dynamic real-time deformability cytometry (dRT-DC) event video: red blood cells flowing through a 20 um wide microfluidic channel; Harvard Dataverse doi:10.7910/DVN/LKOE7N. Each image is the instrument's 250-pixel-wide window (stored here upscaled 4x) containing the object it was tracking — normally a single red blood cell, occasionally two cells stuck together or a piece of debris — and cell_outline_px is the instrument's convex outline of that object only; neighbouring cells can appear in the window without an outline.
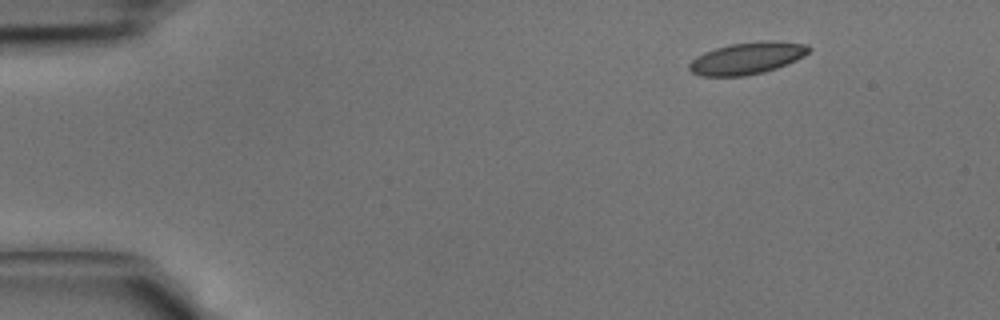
{"species": "common noctule bat (a hibernating species)", "species_latin": "Nyctalus noctula", "temperature_condition": "cold", "stored_images_in_passage": 38, "camera_frame_rate_fps": 3000, "um_per_image_px": 0.085, "animal": {"sex": "male", "body_mass_g": 15.6}, "frame": {"image": 1, "passage_image": 1, "time_ms": 0.0, "image_size_px": [1000, 320], "cell_outline_px": [[812, 48], [804, 56], [796, 60], [776, 68], [764, 72], [744, 76], [700, 76], [692, 72], [688, 68], [688, 64], [696, 56], [704, 52], [716, 48], [732, 44], [760, 40], [772, 40], [808, 44]], "centroid_in_image_um": [63.51, 4.94], "position_along_channel_um": 21.5, "area_um2": 22.37}}
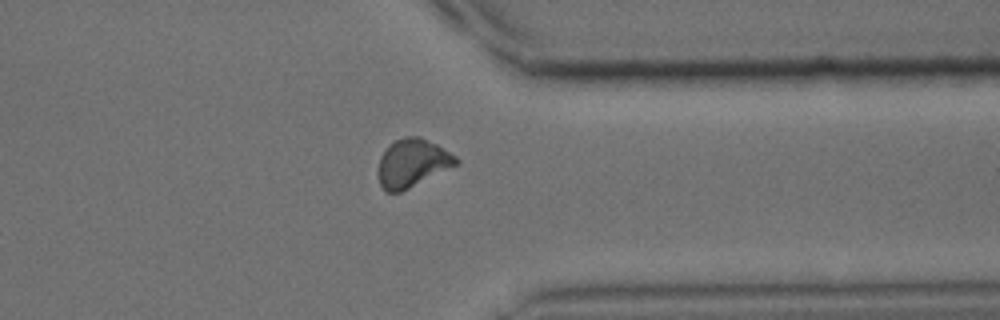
{"frame": {"image": 2, "passage_image": 29, "time_ms": 9.333, "image_size_px": [1000, 320], "cell_outline_px": [[460, 160], [456, 164], [400, 192], [384, 192], [380, 184], [376, 172], [376, 168], [380, 156], [396, 140], [404, 136], [420, 136], [436, 144], [456, 156]], "centroid_in_image_um": [34.99, 13.86], "position_along_channel_um": 376.4, "area_um2": 21.56}}
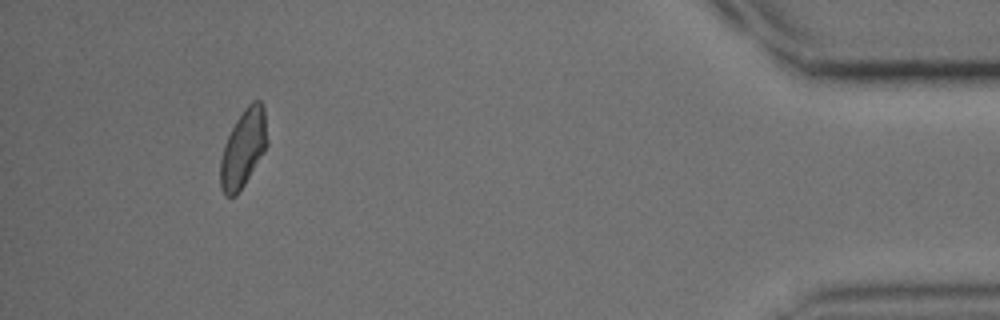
{"frame": {"image": 3, "passage_image": 35, "time_ms": 11.333, "image_size_px": [1000, 320], "cell_outline_px": [[268, 144], [264, 152], [244, 184], [236, 196], [224, 196], [220, 188], [220, 160], [224, 144], [236, 120], [244, 108], [252, 100], [260, 100], [264, 108], [268, 140]], "centroid_in_image_um": [20.68, 12.61], "position_along_channel_um": 414.5, "area_um2": 21.27}}